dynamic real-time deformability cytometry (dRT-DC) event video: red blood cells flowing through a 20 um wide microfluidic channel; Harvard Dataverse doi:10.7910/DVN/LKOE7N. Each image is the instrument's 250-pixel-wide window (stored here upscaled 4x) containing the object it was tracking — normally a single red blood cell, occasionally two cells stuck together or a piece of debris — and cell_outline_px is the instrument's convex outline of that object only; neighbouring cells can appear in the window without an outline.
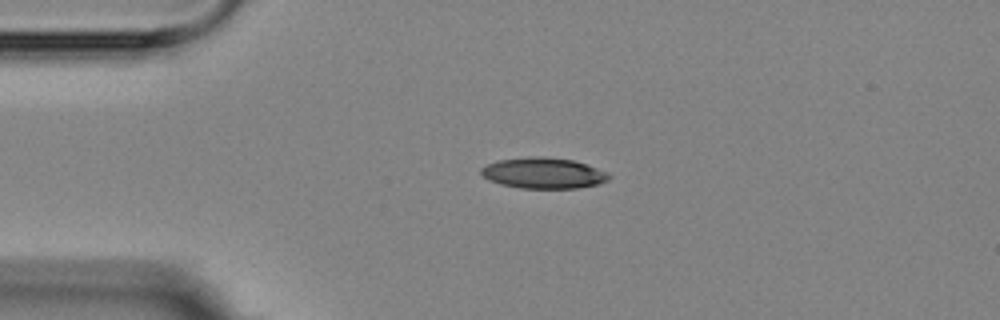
{"species": "Egyptian fruit bat (a non-hibernating species)", "species_latin": "Rousettus aegyptiacus", "temperature_condition": "room temperature", "stored_images_in_passage": 5, "camera_frame_rate_fps": 3000, "um_per_image_px": 0.085, "animal": {"sex": "female"}, "frame": {"image": 1, "passage_image": 4, "time_ms": 3.333, "image_size_px": [1000, 320], "cell_outline_px": [[612, 176], [608, 180], [596, 184], [576, 188], [520, 188], [500, 184], [488, 180], [480, 176], [480, 168], [488, 164], [500, 160], [528, 156], [544, 156], [572, 160], [596, 168]], "centroid_in_image_um": [46.12, 14.71], "position_along_channel_um": 38.9, "area_um2": 22.89}}